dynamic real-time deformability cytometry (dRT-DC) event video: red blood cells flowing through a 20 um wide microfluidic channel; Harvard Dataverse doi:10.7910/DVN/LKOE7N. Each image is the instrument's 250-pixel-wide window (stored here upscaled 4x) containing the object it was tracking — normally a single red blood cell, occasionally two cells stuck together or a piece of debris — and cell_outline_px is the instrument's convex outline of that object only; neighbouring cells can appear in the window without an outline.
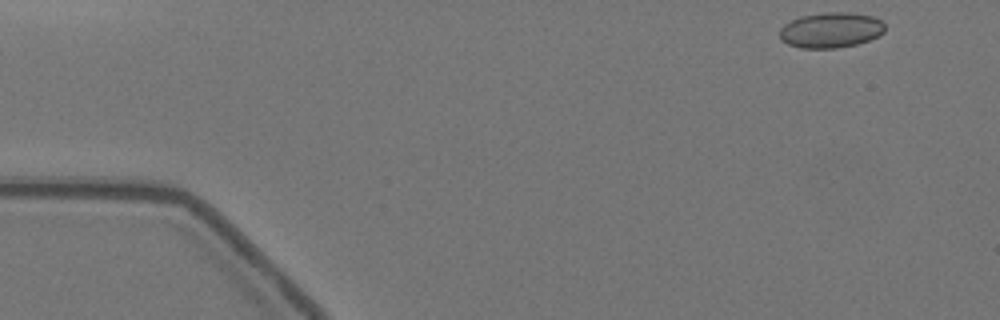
{"species": "Egyptian fruit bat (a non-hibernating species)", "species_latin": "Rousettus aegyptiacus", "temperature_condition": "warm", "stored_images_in_passage": 41, "camera_frame_rate_fps": 3000, "um_per_image_px": 0.085, "animal": {"sex": "female"}, "frame": {"image": 1, "passage_image": 1, "time_ms": 0.0, "image_size_px": [1000, 320], "cell_outline_px": [[884, 32], [880, 36], [856, 44], [836, 48], [800, 48], [788, 44], [780, 40], [780, 28], [784, 24], [800, 16], [824, 12], [848, 12], [872, 16], [880, 20], [884, 24]], "centroid_in_image_um": [70.61, 2.55], "position_along_channel_um": 14.4, "area_um2": 21.79}}
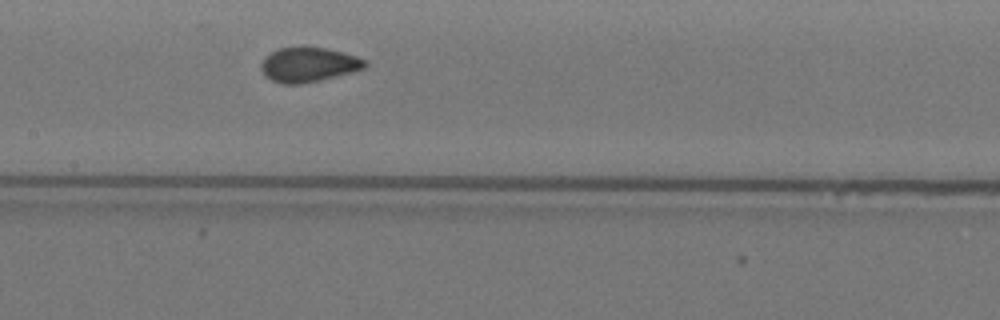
{"frame": {"image": 2, "passage_image": 24, "time_ms": 7.667, "image_size_px": [1000, 320], "cell_outline_px": [[368, 64], [364, 68], [320, 80], [300, 84], [280, 84], [272, 80], [260, 68], [260, 64], [264, 56], [280, 48], [300, 44], [328, 48], [344, 52], [356, 56], [364, 60]], "centroid_in_image_um": [26.19, 5.45], "position_along_channel_um": 181.2, "area_um2": 21.27}}
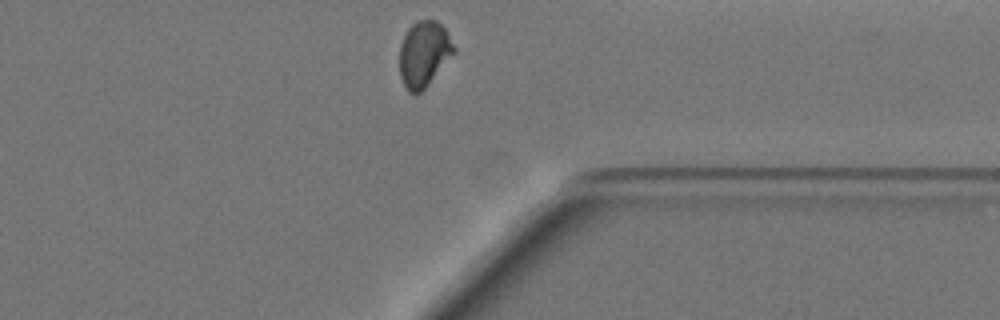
{"frame": {"image": 3, "passage_image": 41, "time_ms": 13.333, "image_size_px": [1000, 320], "cell_outline_px": [[456, 52], [424, 88], [416, 96], [408, 92], [400, 76], [400, 44], [408, 28], [416, 20], [436, 20], [444, 28], [456, 48]], "centroid_in_image_um": [36.03, 4.58], "position_along_channel_um": 375.4, "area_um2": 20.75}, "authors_computed_cell_mechanics": {"area_um2": 21.1548, "velocity_mm_per_s": 3.5372, "shape_relaxation_time_tau1_ms": 7.8061, "shape_relaxation_time_tau2_ms": null, "deformation_change_tau1": 0.1458, "deformation_change_tau2": null}}